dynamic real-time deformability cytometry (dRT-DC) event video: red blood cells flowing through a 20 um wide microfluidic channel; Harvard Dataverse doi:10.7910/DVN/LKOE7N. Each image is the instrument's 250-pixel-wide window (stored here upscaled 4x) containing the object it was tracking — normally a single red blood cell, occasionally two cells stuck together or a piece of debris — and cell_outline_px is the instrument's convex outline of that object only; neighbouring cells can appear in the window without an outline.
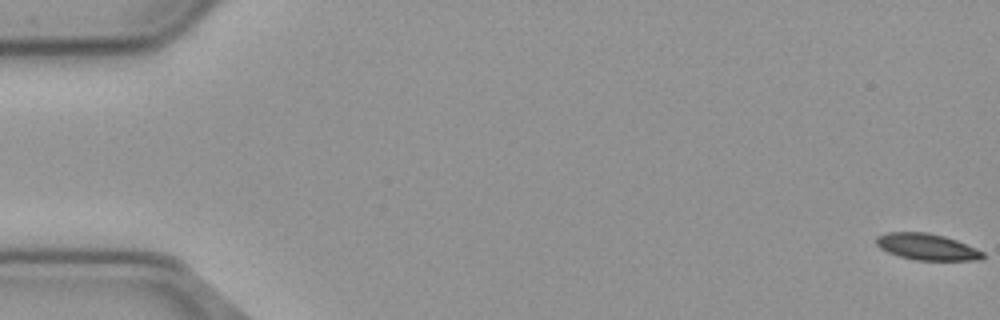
{"species": "common noctule bat (a hibernating species)", "species_latin": "Nyctalus noctula", "temperature_condition": "cold", "stored_images_in_passage": 58, "camera_frame_rate_fps": 3000, "um_per_image_px": 0.085, "animal": {"sex": "male", "body_mass_g": 23.1, "forearm_length_mm": 52.7}, "frame": {"image": 1, "passage_image": 1, "time_ms": 0.0, "image_size_px": [1000, 320], "cell_outline_px": [[984, 256], [980, 260], [916, 260], [900, 256], [888, 252], [880, 248], [876, 244], [876, 236], [888, 232], [928, 232], [944, 236], [956, 240], [984, 252]], "centroid_in_image_um": [78.77, 20.97], "position_along_channel_um": 6.2, "area_um2": 16.3}}
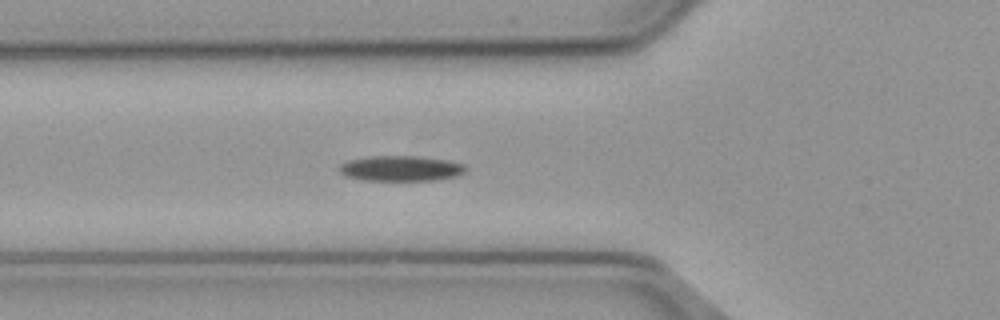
{"frame": {"image": 2, "passage_image": 21, "time_ms": 6.667, "image_size_px": [1000, 320], "cell_outline_px": [[468, 168], [464, 172], [456, 176], [436, 180], [360, 180], [344, 176], [340, 172], [340, 164], [348, 160], [372, 156], [412, 156], [448, 160], [464, 164]], "centroid_in_image_um": [34.06, 14.32], "position_along_channel_um": 91.7, "area_um2": 18.67}}
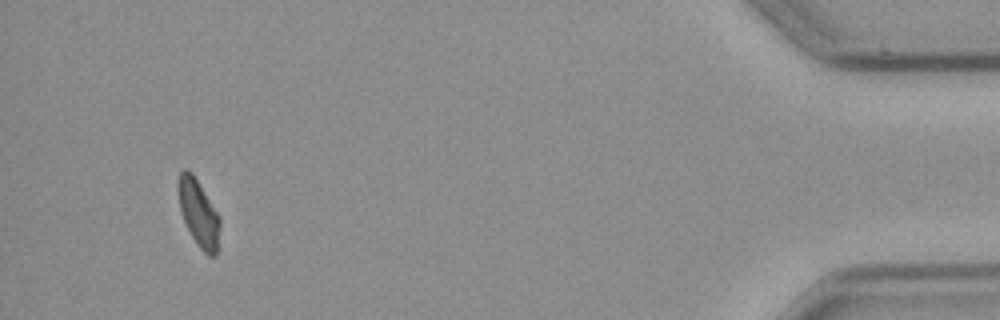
{"frame": {"image": 3, "passage_image": 54, "time_ms": 17.667, "image_size_px": [1000, 320], "cell_outline_px": [[220, 224], [216, 256], [208, 256], [196, 244], [184, 220], [180, 208], [176, 188], [176, 180], [180, 172], [184, 168], [192, 172], [220, 216]], "centroid_in_image_um": [16.86, 18.07], "position_along_channel_um": 418.3, "area_um2": 16.36}, "authors_computed_cell_mechanics": {"area_um2": 17.5712, "velocity_mm_per_s": 3.6683, "shape_relaxation_time_tau1_ms": 6.0202, "shape_relaxation_time_tau2_ms": null, "deformation_change_tau1": 0.1256, "deformation_change_tau2": null}}